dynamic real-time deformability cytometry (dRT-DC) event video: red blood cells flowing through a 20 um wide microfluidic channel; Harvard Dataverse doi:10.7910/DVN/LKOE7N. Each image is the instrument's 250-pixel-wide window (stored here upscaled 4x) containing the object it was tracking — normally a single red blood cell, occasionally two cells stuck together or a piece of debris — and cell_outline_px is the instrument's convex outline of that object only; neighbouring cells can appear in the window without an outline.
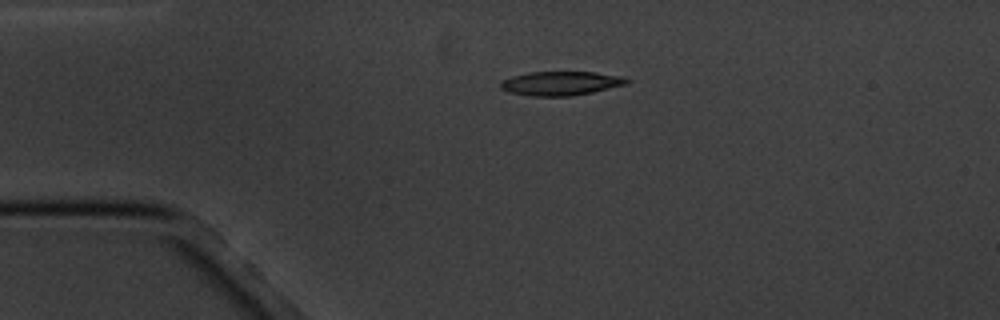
{"species": "common noctule bat (a hibernating species)", "species_latin": "Nyctalus noctula", "temperature_condition": "cold", "stored_images_in_passage": 4, "camera_frame_rate_fps": 3000, "um_per_image_px": 0.085, "animal": {"sex": "male", "body_mass_g": 20.1, "forearm_length_mm": 53.5}, "frame": {"image": 1, "passage_image": 3, "time_ms": 3.333, "image_size_px": [1000, 320], "cell_outline_px": [[632, 80], [628, 84], [592, 92], [572, 96], [532, 96], [508, 92], [500, 88], [500, 80], [512, 76], [528, 72], [596, 72], [620, 76]], "centroid_in_image_um": [47.66, 7.08], "position_along_channel_um": 37.3, "area_um2": 17.8}}